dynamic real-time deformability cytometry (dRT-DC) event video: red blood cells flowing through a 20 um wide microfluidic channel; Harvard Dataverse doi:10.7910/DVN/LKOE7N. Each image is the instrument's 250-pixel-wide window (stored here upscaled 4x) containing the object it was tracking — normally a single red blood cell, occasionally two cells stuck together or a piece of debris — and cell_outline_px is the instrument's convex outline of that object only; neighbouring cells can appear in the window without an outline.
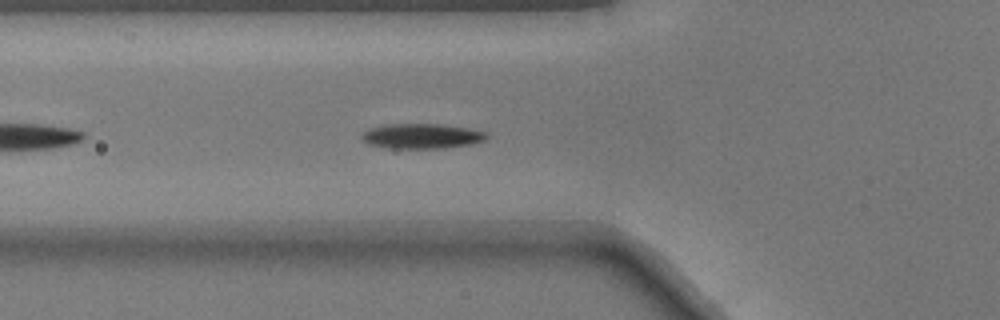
{"species": "common noctule bat (a hibernating species)", "species_latin": "Nyctalus noctula", "temperature_condition": "warm", "stored_images_in_passage": 24, "camera_frame_rate_fps": 3000, "um_per_image_px": 0.085, "animal": {"sex": "male", "body_mass_g": 17.9}, "frame": {"image": 1, "passage_image": 7, "time_ms": 2.0, "image_size_px": [1000, 320], "cell_outline_px": [[488, 136], [484, 140], [472, 144], [444, 148], [388, 148], [368, 144], [360, 136], [368, 128], [384, 124], [444, 124], [472, 128], [488, 132]], "centroid_in_image_um": [35.88, 11.56], "position_along_channel_um": 89.9, "area_um2": 18.44}}
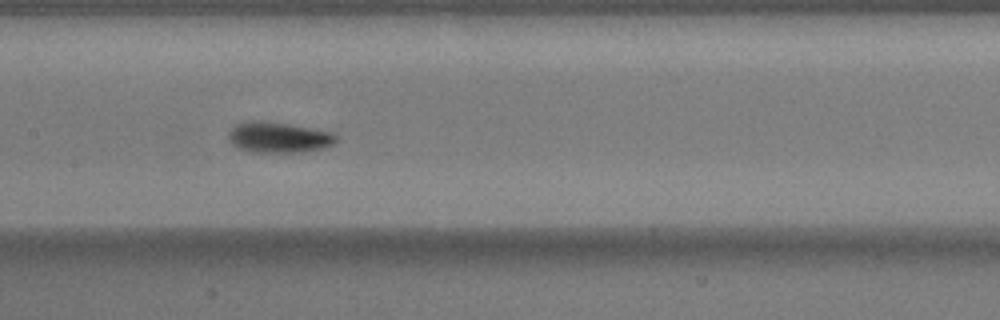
{"frame": {"image": 2, "passage_image": 14, "time_ms": 4.333, "image_size_px": [1000, 320], "cell_outline_px": [[336, 140], [332, 144], [324, 148], [304, 152], [248, 152], [232, 144], [228, 140], [228, 132], [236, 124], [248, 120], [264, 120], [288, 124], [332, 132], [336, 136]], "centroid_in_image_um": [23.64, 11.67], "position_along_channel_um": 183.8, "area_um2": 19.36}}
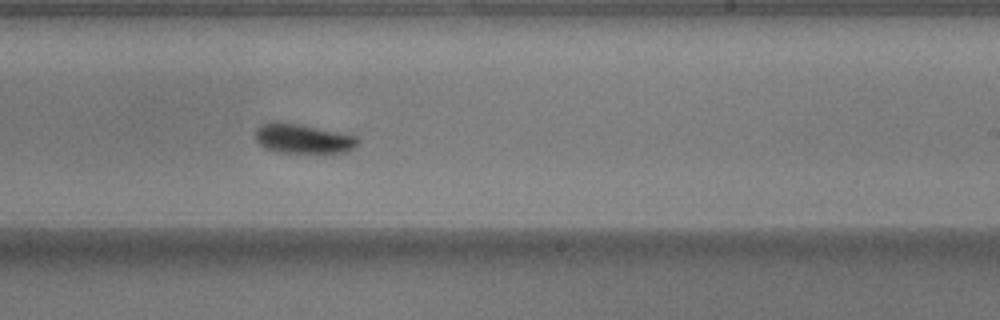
{"frame": {"image": 3, "passage_image": 20, "time_ms": 6.333, "image_size_px": [1000, 320], "cell_outline_px": [[360, 140], [348, 152], [276, 152], [264, 148], [256, 140], [256, 128], [260, 124], [296, 124], [356, 136]], "centroid_in_image_um": [25.75, 11.82], "position_along_channel_um": 263.3, "area_um2": 16.82}}